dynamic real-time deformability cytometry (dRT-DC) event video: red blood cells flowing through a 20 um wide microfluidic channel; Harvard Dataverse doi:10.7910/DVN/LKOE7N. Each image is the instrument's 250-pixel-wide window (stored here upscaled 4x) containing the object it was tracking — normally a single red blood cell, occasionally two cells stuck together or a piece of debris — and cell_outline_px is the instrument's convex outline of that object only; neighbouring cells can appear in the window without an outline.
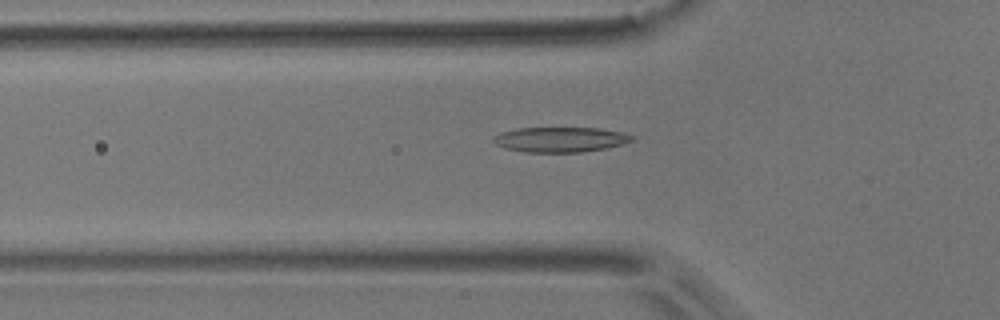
{"species": "common noctule bat (a hibernating species)", "species_latin": "Nyctalus noctula", "temperature_condition": "room temperature", "stored_images_in_passage": 54, "camera_frame_rate_fps": 3000, "um_per_image_px": 0.085, "animal": {"sex": "male", "body_mass_g": 17.9}, "frame": {"image": 1, "passage_image": 18, "time_ms": 5.667, "image_size_px": [1000, 320], "cell_outline_px": [[636, 140], [604, 148], [580, 152], [524, 152], [504, 148], [496, 144], [492, 140], [492, 136], [516, 128], [600, 128], [620, 132], [636, 136]], "centroid_in_image_um": [47.62, 11.86], "position_along_channel_um": 78.2, "area_um2": 20.17}}
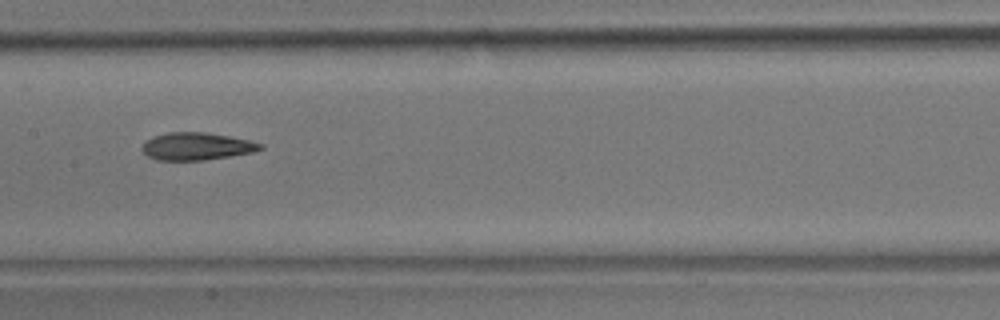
{"frame": {"image": 2, "passage_image": 27, "time_ms": 8.667, "image_size_px": [1000, 320], "cell_outline_px": [[264, 148], [252, 152], [204, 160], [156, 160], [148, 156], [140, 148], [148, 140], [156, 136], [168, 132], [204, 132], [228, 136], [248, 140], [264, 144]], "centroid_in_image_um": [16.72, 12.44], "position_along_channel_um": 190.7, "area_um2": 18.67}}
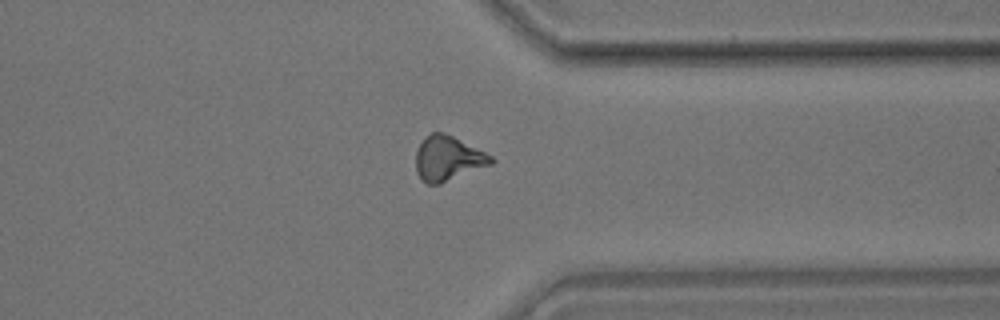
{"frame": {"image": 3, "passage_image": 42, "time_ms": 13.667, "image_size_px": [1000, 320], "cell_outline_px": [[496, 160], [492, 164], [440, 184], [428, 184], [420, 180], [416, 172], [416, 152], [420, 144], [432, 132], [444, 132], [492, 156]], "centroid_in_image_um": [38.06, 13.49], "position_along_channel_um": 373.3, "area_um2": 19.42}, "authors_computed_cell_mechanics": {"area_um2": 19.3341, "velocity_mm_per_s": 3.712, "shape_relaxation_time_tau1_ms": 6.0799, "shape_relaxation_time_tau2_ms": 7.1891, "deformation_change_tau1": 0.1727, "deformation_change_tau2": 0.1617}}